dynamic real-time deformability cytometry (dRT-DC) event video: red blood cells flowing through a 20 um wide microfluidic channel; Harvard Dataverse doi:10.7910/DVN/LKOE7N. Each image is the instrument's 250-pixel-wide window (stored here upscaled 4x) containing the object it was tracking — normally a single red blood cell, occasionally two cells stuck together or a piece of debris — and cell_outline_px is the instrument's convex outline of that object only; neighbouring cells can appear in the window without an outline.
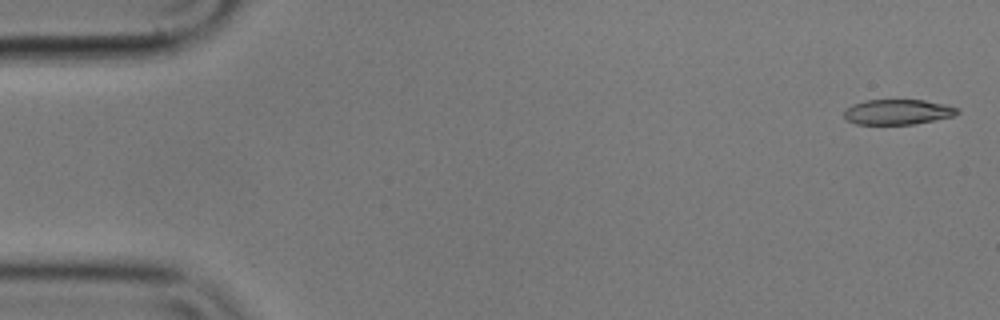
{"species": "common noctule bat (a hibernating species)", "species_latin": "Nyctalus noctula", "temperature_condition": "cold", "stored_images_in_passage": 56, "camera_frame_rate_fps": 3000, "um_per_image_px": 0.085, "animal": {"sex": "male", "body_mass_g": 17.9}, "frame": {"image": 1, "passage_image": 2, "time_ms": 0.333, "image_size_px": [1000, 320], "cell_outline_px": [[960, 112], [952, 116], [912, 124], [856, 124], [844, 120], [844, 112], [852, 104], [868, 100], [924, 100], [944, 104], [960, 108]], "centroid_in_image_um": [76.29, 9.51], "position_along_channel_um": 8.7, "area_um2": 16.53}}
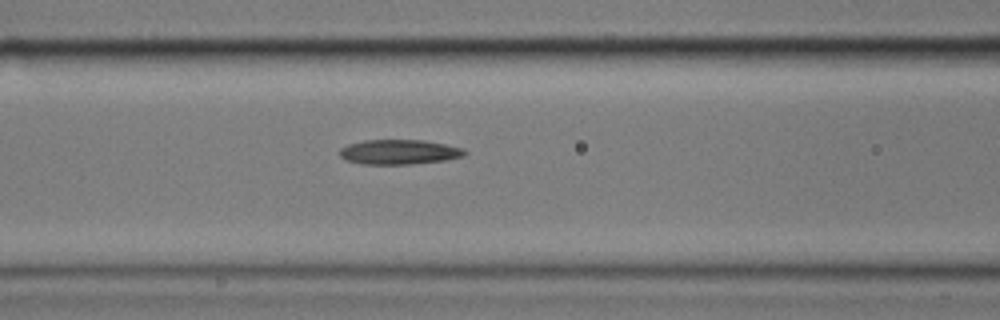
{"frame": {"image": 2, "passage_image": 23, "time_ms": 7.333, "image_size_px": [1000, 320], "cell_outline_px": [[468, 152], [464, 156], [444, 160], [412, 164], [360, 164], [344, 160], [340, 156], [340, 148], [348, 144], [364, 140], [424, 140], [464, 148]], "centroid_in_image_um": [33.91, 12.92], "position_along_channel_um": 132.7, "area_um2": 18.15}}
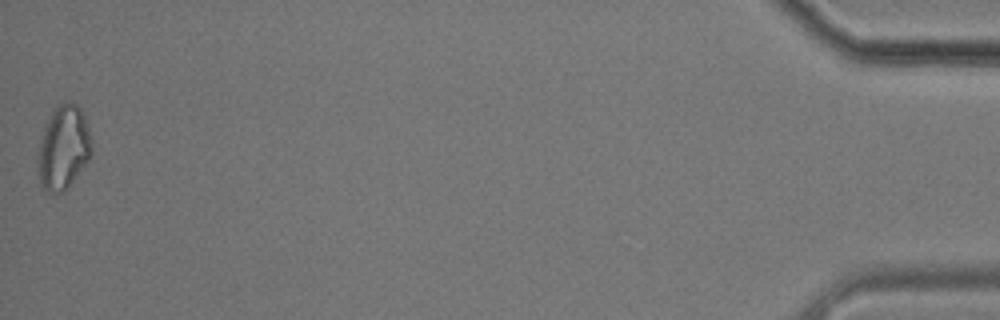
{"frame": {"image": 3, "passage_image": 56, "time_ms": 18.333, "image_size_px": [1000, 320], "cell_outline_px": [[92, 152], [88, 160], [68, 188], [64, 192], [56, 196], [48, 192], [44, 188], [40, 180], [36, 160], [36, 156], [44, 124], [56, 104], [64, 100], [76, 104], [80, 108], [84, 116], [92, 140]], "centroid_in_image_um": [5.37, 12.54], "position_along_channel_um": 429.8, "area_um2": 26.88}, "authors_computed_cell_mechanics": {"area_um2": 18.2937, "velocity_mm_per_s": 3.5673, "shape_relaxation_time_tau1_ms": 5.9273, "shape_relaxation_time_tau2_ms": null, "deformation_change_tau1": 0.1576, "deformation_change_tau2": null}}